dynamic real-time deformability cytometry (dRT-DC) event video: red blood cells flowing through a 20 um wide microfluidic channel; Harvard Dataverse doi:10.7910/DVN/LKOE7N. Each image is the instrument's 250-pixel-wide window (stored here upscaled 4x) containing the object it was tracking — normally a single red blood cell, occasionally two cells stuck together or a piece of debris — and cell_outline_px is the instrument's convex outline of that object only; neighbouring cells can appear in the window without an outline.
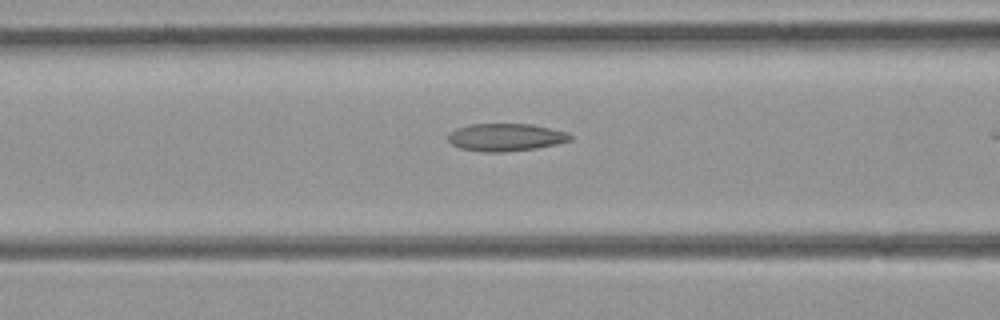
{"species": "common noctule bat (a hibernating species)", "species_latin": "Nyctalus noctula", "temperature_condition": "room temperature", "stored_images_in_passage": 32, "camera_frame_rate_fps": 3000, "um_per_image_px": 0.085, "animal": {"sex": "female", "body_mass_g": 21.9}, "frame": {"image": 1, "passage_image": 12, "time_ms": 3.667, "image_size_px": [1000, 320], "cell_outline_px": [[572, 140], [556, 144], [536, 148], [504, 152], [484, 152], [460, 148], [452, 144], [448, 140], [448, 136], [456, 128], [472, 124], [532, 124], [568, 132], [572, 136]], "centroid_in_image_um": [43.01, 11.67], "position_along_channel_um": 123.6, "area_um2": 19.59}}
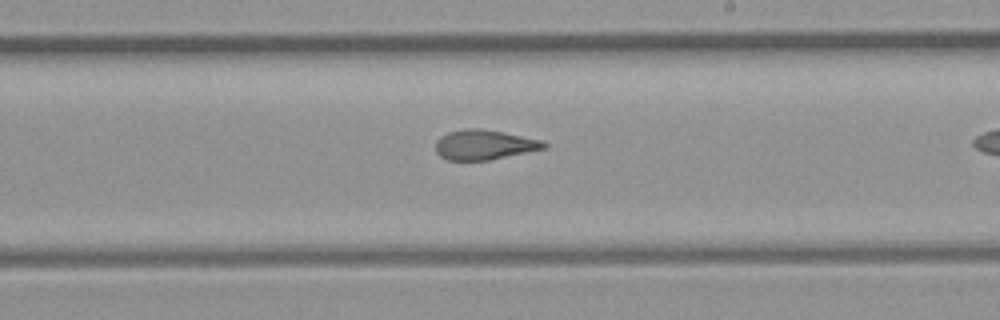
{"frame": {"image": 2, "passage_image": 21, "time_ms": 6.667, "image_size_px": [1000, 320], "cell_outline_px": [[548, 148], [488, 160], [448, 160], [440, 156], [436, 152], [436, 140], [440, 136], [448, 132], [468, 128], [480, 128], [544, 140], [548, 144]], "centroid_in_image_um": [41.18, 12.3], "position_along_channel_um": 247.8, "area_um2": 18.9}}
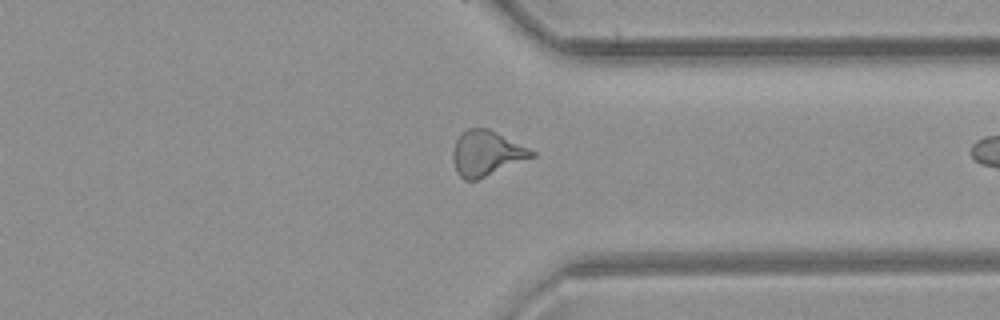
{"frame": {"image": 3, "passage_image": 30, "time_ms": 9.667, "image_size_px": [1000, 320], "cell_outline_px": [[536, 156], [476, 180], [464, 180], [456, 172], [452, 160], [452, 152], [456, 140], [468, 128], [488, 128], [536, 152]], "centroid_in_image_um": [41.33, 13.04], "position_along_channel_um": 370.1, "area_um2": 20.52}}